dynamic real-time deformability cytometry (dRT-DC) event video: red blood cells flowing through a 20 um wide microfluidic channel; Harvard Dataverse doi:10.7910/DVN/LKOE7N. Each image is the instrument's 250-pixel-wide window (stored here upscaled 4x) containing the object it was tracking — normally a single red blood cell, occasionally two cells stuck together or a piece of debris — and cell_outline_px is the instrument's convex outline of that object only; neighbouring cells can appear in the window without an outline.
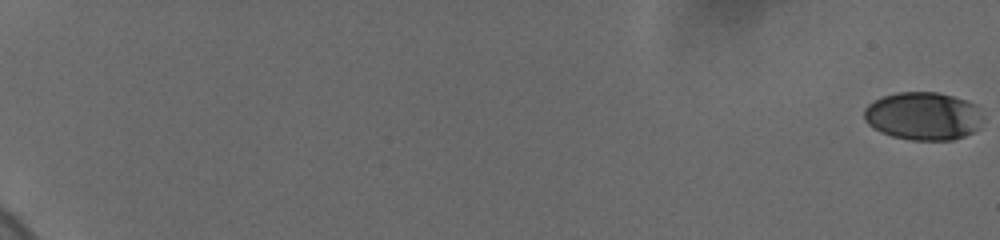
{"species": "human", "species_latin": "Homo sapiens", "temperature_condition": "cold", "stored_images_in_passage": 19, "camera_frame_rate_fps": 3000, "um_per_image_px": 0.085, "donor": {"sex": "female"}, "frame": {"image": 1, "passage_image": 1, "time_ms": 0.0, "image_size_px": [1000, 240], "cell_outline_px": [[984, 120], [972, 132], [964, 136], [952, 140], [912, 140], [892, 136], [880, 132], [868, 124], [864, 120], [864, 108], [868, 104], [884, 96], [896, 92], [936, 92], [952, 96], [976, 104], [984, 116]], "centroid_in_image_um": [78.48, 9.86], "position_along_channel_um": 6.5, "area_um2": 33.35}}
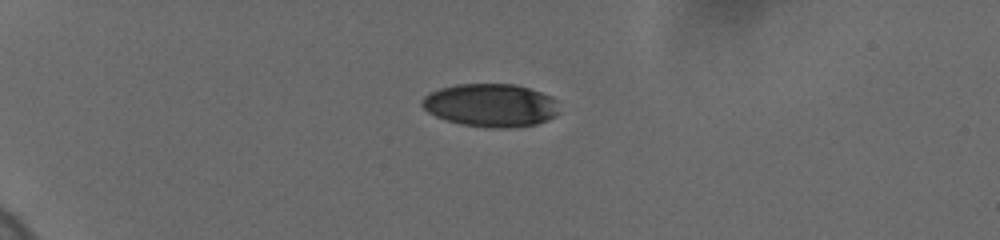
{"frame": {"image": 2, "passage_image": 14, "time_ms": 6.0, "image_size_px": [1000, 240], "cell_outline_px": [[560, 112], [556, 116], [536, 124], [516, 128], [484, 128], [460, 124], [436, 116], [428, 112], [420, 104], [420, 100], [424, 96], [440, 88], [456, 84], [516, 84], [552, 96], [556, 100]], "centroid_in_image_um": [41.73, 8.96], "position_along_channel_um": 43.3, "area_um2": 34.8}}
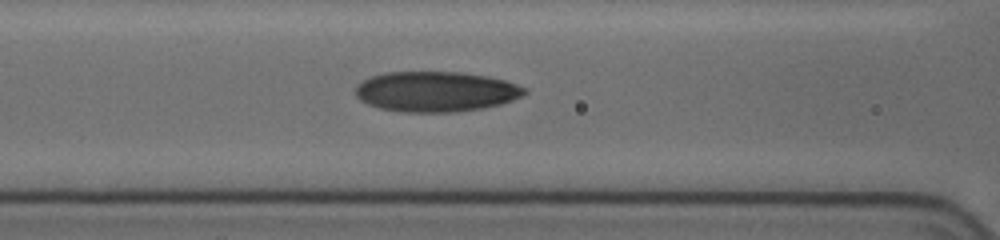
{"frame": {"image": 3, "passage_image": 19, "time_ms": 10.0, "image_size_px": [1000, 240], "cell_outline_px": [[528, 92], [512, 100], [500, 104], [480, 108], [452, 112], [408, 112], [380, 108], [368, 104], [360, 100], [356, 96], [356, 88], [364, 80], [372, 76], [384, 72], [460, 72], [488, 76], [504, 80], [516, 84], [524, 88]], "centroid_in_image_um": [37.04, 7.78], "position_along_channel_um": 129.6, "area_um2": 39.3}}